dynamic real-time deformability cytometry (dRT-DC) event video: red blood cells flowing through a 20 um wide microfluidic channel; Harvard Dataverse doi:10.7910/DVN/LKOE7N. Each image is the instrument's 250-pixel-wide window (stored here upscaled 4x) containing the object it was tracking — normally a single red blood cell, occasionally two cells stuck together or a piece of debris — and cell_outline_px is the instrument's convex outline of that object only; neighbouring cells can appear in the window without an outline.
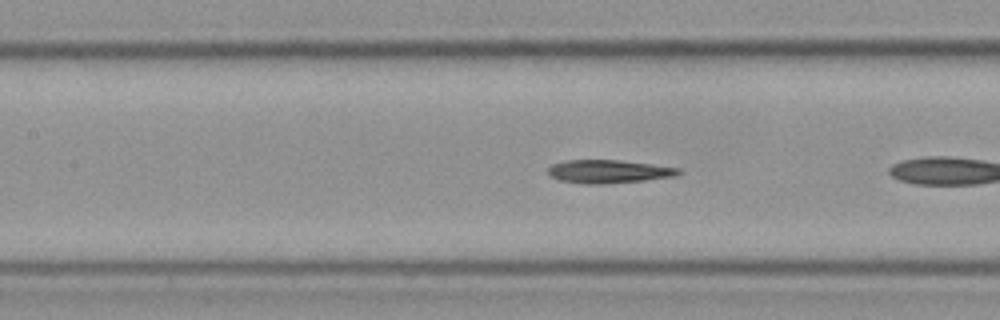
{"species": "Egyptian fruit bat (a non-hibernating species)", "species_latin": "Rousettus aegyptiacus", "temperature_condition": "cold", "stored_images_in_passage": 17, "camera_frame_rate_fps": 3000, "um_per_image_px": 0.085, "frame": {"image": 1, "passage_image": 8, "time_ms": 2.333, "image_size_px": [1000, 320], "cell_outline_px": [[684, 172], [676, 176], [644, 180], [608, 184], [584, 184], [560, 180], [548, 176], [548, 168], [552, 164], [564, 160], [620, 160], [680, 168]], "centroid_in_image_um": [51.73, 14.58], "position_along_channel_um": 155.7, "area_um2": 17.86}}
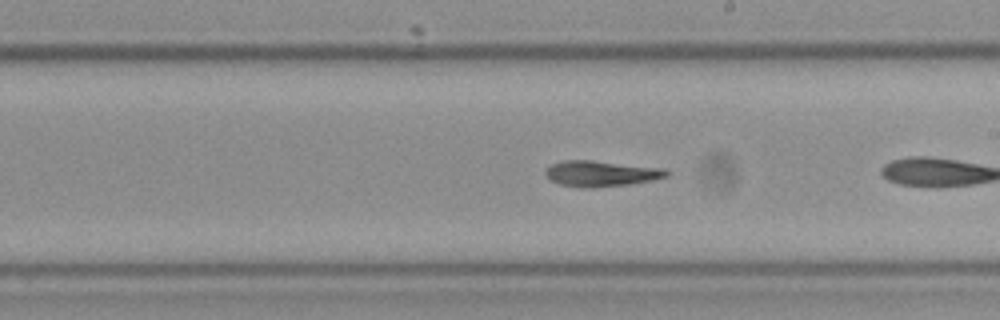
{"frame": {"image": 2, "passage_image": 15, "time_ms": 4.667, "image_size_px": [1000, 320], "cell_outline_px": [[672, 172], [668, 176], [652, 180], [632, 184], [592, 188], [584, 188], [560, 184], [548, 180], [544, 172], [544, 168], [552, 164], [564, 160], [592, 160], [664, 168]], "centroid_in_image_um": [51.08, 14.75], "position_along_channel_um": 237.9, "area_um2": 18.5}}